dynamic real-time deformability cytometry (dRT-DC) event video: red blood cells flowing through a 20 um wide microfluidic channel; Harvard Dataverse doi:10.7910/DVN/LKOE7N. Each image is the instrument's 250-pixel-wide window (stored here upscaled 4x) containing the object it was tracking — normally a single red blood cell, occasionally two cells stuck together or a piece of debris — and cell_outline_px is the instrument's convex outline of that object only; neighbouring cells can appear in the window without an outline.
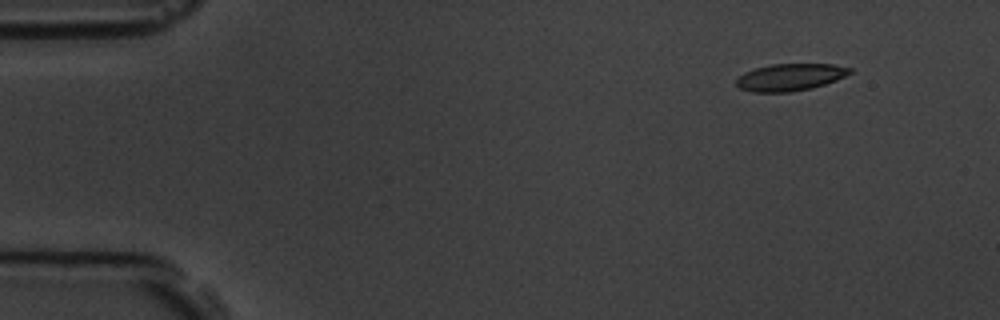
{"species": "common noctule bat (a hibernating species)", "species_latin": "Nyctalus noctula", "temperature_condition": "room temperature", "stored_images_in_passage": 4, "camera_frame_rate_fps": 3000, "um_per_image_px": 0.085, "animal": {"sex": "male", "body_mass_g": 19.5, "forearm_length_mm": 54.6}, "frame": {"image": 1, "passage_image": 1, "time_ms": 0.0, "image_size_px": [1000, 320], "cell_outline_px": [[852, 72], [836, 80], [812, 88], [792, 92], [752, 92], [740, 88], [736, 84], [736, 80], [744, 72], [756, 68], [772, 64], [832, 64], [852, 68]], "centroid_in_image_um": [67.16, 6.56], "position_along_channel_um": 17.8, "area_um2": 17.86}}
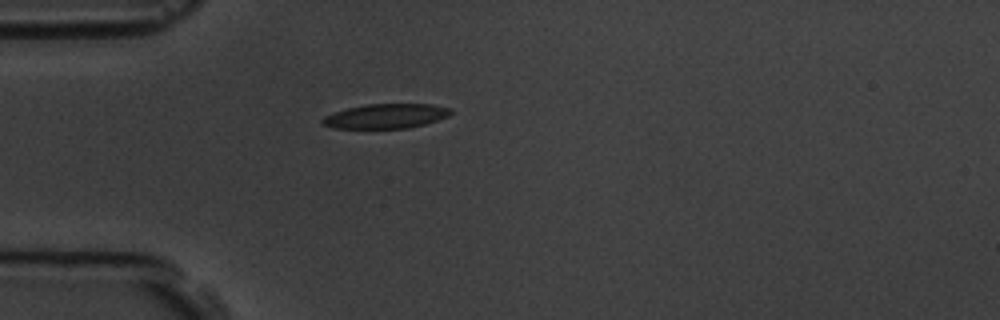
{"frame": {"image": 2, "passage_image": 4, "time_ms": 3.333, "image_size_px": [1000, 320], "cell_outline_px": [[452, 112], [448, 116], [424, 124], [408, 128], [332, 128], [324, 124], [320, 120], [324, 116], [348, 108], [368, 104], [432, 104], [452, 108]], "centroid_in_image_um": [32.82, 9.86], "position_along_channel_um": 52.2, "area_um2": 18.21}}